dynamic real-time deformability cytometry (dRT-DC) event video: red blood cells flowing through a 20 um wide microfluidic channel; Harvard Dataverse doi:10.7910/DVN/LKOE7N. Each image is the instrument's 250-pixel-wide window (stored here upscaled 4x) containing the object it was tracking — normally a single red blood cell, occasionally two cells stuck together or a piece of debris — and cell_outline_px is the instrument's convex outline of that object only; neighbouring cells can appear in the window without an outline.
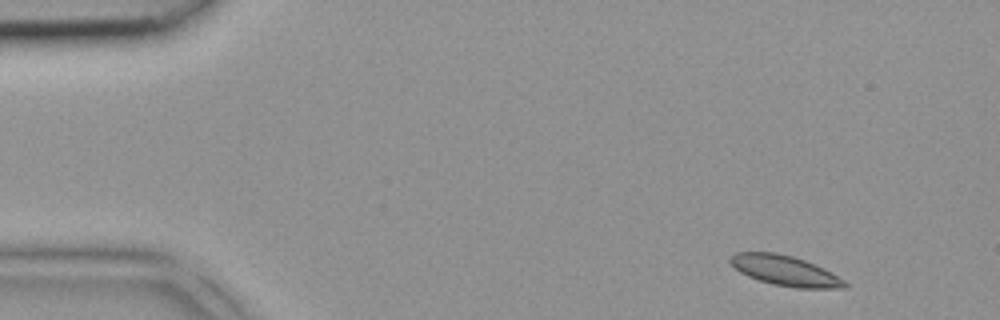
{"species": "common noctule bat (a hibernating species)", "species_latin": "Nyctalus noctula", "temperature_condition": "room temperature", "stored_images_in_passage": 4, "camera_frame_rate_fps": 3000, "um_per_image_px": 0.085, "animal": {"sex": "female", "body_mass_g": 18.4}, "frame": {"image": 1, "passage_image": 1, "time_ms": 0.0, "image_size_px": [1000, 320], "cell_outline_px": [[848, 288], [796, 288], [772, 284], [748, 276], [740, 272], [728, 260], [736, 252], [776, 252], [792, 256], [804, 260], [824, 268], [844, 280], [848, 284]], "centroid_in_image_um": [66.75, 23.01], "position_along_channel_um": 18.3, "area_um2": 20.0}}